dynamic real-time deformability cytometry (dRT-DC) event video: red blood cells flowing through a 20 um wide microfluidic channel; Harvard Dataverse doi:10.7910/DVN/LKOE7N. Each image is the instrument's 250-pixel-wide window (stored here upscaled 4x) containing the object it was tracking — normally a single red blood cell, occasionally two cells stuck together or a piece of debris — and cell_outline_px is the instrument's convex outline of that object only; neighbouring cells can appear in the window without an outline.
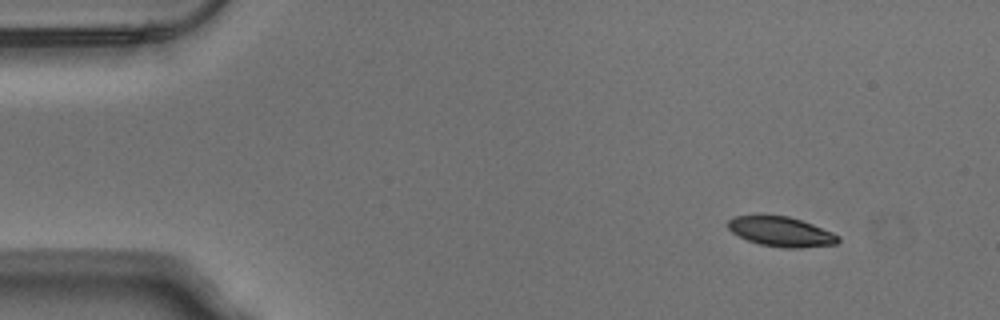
{"species": "Egyptian fruit bat (a non-hibernating species)", "species_latin": "Rousettus aegyptiacus", "temperature_condition": "warm", "stored_images_in_passage": 48, "camera_frame_rate_fps": 3000, "um_per_image_px": 0.085, "animal": {"sex": "male"}, "frame": {"image": 1, "passage_image": 1, "time_ms": 0.0, "image_size_px": [1000, 320], "cell_outline_px": [[840, 240], [836, 244], [800, 248], [784, 248], [760, 244], [748, 240], [732, 232], [728, 228], [728, 220], [732, 216], [788, 216], [812, 224], [832, 232], [840, 236]], "centroid_in_image_um": [66.41, 19.7], "position_along_channel_um": 18.6, "area_um2": 18.9}}
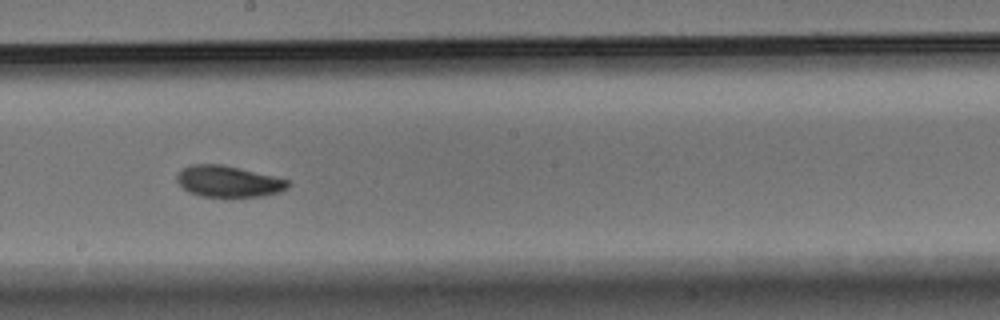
{"frame": {"image": 2, "passage_image": 25, "time_ms": 8.0, "image_size_px": [1000, 320], "cell_outline_px": [[288, 188], [280, 192], [260, 196], [224, 200], [200, 196], [188, 192], [176, 180], [176, 176], [184, 168], [192, 164], [224, 164], [288, 180]], "centroid_in_image_um": [19.39, 15.47], "position_along_channel_um": 228.8, "area_um2": 20.81}}
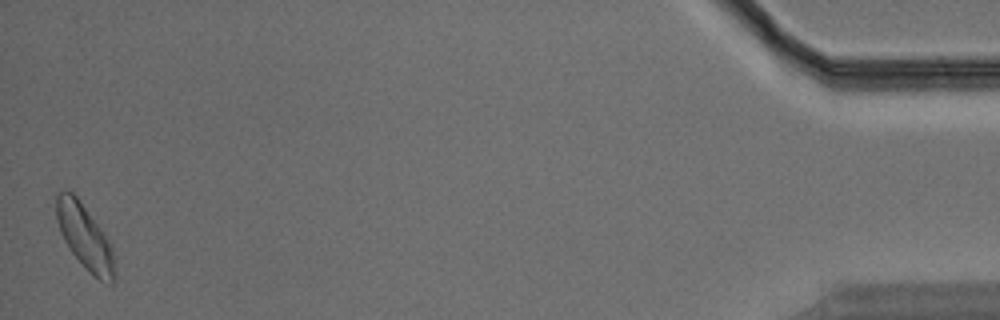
{"frame": {"image": 3, "passage_image": 48, "time_ms": 15.667, "image_size_px": [1000, 320], "cell_outline_px": [[116, 280], [112, 284], [108, 284], [100, 280], [68, 248], [60, 232], [56, 220], [56, 196], [64, 188], [72, 192], [76, 196], [112, 244], [116, 272]], "centroid_in_image_um": [7.23, 20.14], "position_along_channel_um": 428.0, "area_um2": 21.73}, "authors_computed_cell_mechanics": {"area_um2": 20.5479, "velocity_mm_per_s": 3.789, "shape_relaxation_time_tau1_ms": 3.5122, "shape_relaxation_time_tau2_ms": 5.5747, "deformation_change_tau1": 0.1219, "deformation_change_tau2": 0.1041}}